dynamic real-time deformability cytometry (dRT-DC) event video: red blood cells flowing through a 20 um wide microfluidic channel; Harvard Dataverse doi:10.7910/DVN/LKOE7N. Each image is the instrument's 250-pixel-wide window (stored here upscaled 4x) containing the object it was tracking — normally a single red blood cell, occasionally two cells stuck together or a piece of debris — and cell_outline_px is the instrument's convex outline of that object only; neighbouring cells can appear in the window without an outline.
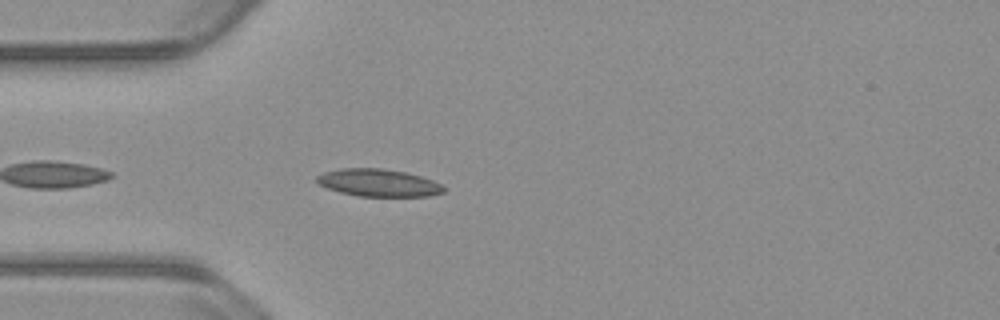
{"species": "common noctule bat (a hibernating species)", "species_latin": "Nyctalus noctula", "temperature_condition": "warm", "stored_images_in_passage": 16, "camera_frame_rate_fps": 3000, "um_per_image_px": 0.085, "animal": {"sex": "male", "body_mass_g": 23.1, "forearm_length_mm": 52.7}, "frame": {"image": 1, "passage_image": 5, "time_ms": 1.333, "image_size_px": [1000, 320], "cell_outline_px": [[448, 188], [444, 192], [428, 196], [356, 196], [340, 192], [316, 184], [316, 176], [324, 172], [340, 168], [384, 168], [404, 172], [420, 176], [432, 180]], "centroid_in_image_um": [32.15, 15.53], "position_along_channel_um": 52.9, "area_um2": 20.4}}
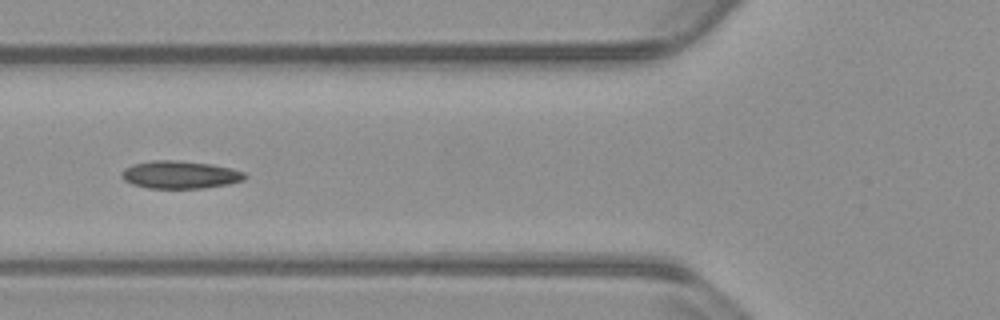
{"frame": {"image": 2, "passage_image": 10, "time_ms": 3.0, "image_size_px": [1000, 320], "cell_outline_px": [[248, 176], [244, 180], [228, 184], [204, 188], [148, 188], [132, 184], [124, 180], [120, 176], [120, 172], [124, 168], [132, 164], [152, 160], [180, 160], [212, 164], [232, 168], [244, 172]], "centroid_in_image_um": [15.29, 14.84], "position_along_channel_um": 110.5, "area_um2": 20.17}}